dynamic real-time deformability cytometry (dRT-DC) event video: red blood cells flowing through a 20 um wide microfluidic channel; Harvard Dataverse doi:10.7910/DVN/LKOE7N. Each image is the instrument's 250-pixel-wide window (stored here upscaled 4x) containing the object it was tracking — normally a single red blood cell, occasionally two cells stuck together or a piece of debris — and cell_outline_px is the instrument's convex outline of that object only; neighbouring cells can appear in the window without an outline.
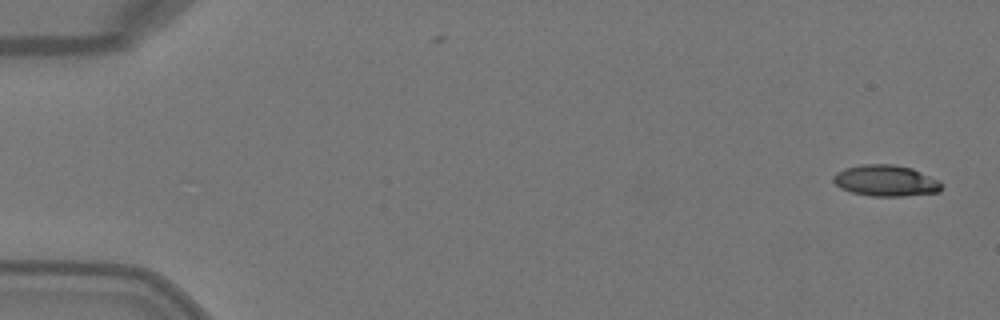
{"species": "Egyptian fruit bat (a non-hibernating species)", "species_latin": "Rousettus aegyptiacus", "temperature_condition": "warm", "stored_images_in_passage": 4, "camera_frame_rate_fps": 3000, "um_per_image_px": 0.085, "animal": {"sex": "female"}, "frame": {"image": 1, "passage_image": 1, "time_ms": 0.0, "image_size_px": [1000, 320], "cell_outline_px": [[944, 188], [940, 192], [904, 196], [872, 196], [852, 192], [840, 188], [832, 180], [832, 176], [836, 172], [844, 168], [860, 164], [892, 164], [912, 168], [940, 180], [944, 184]], "centroid_in_image_um": [75.32, 15.35], "position_along_channel_um": 9.7, "area_um2": 20.0}}